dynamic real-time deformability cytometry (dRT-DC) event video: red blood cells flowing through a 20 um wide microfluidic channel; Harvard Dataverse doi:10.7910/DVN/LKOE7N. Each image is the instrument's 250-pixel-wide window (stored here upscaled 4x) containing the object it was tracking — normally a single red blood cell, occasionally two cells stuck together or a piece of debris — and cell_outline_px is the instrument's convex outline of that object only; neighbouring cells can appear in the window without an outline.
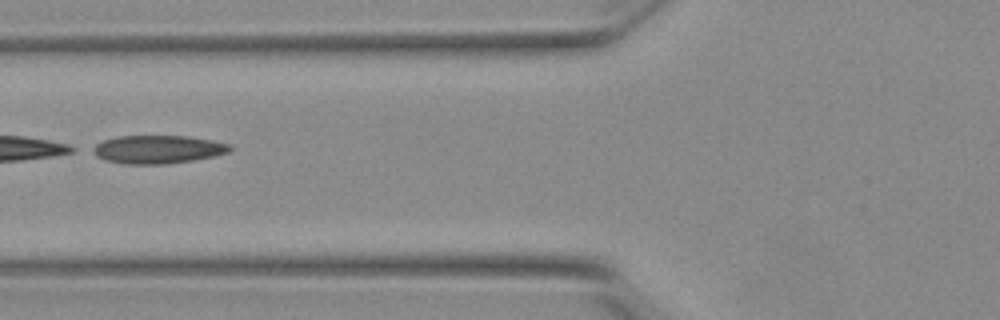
{"species": "Egyptian fruit bat (a non-hibernating species)", "species_latin": "Rousettus aegyptiacus", "temperature_condition": "warm", "stored_images_in_passage": 20, "camera_frame_rate_fps": 3000, "um_per_image_px": 0.085, "animal": {"sex": "female"}, "frame": {"image": 1, "passage_image": 6, "time_ms": 1.667, "image_size_px": [1000, 320], "cell_outline_px": [[232, 148], [228, 152], [212, 156], [192, 160], [164, 164], [124, 164], [104, 160], [88, 152], [88, 148], [104, 140], [116, 136], [188, 136], [228, 144]], "centroid_in_image_um": [13.28, 12.7], "position_along_channel_um": 112.5, "area_um2": 22.54}}
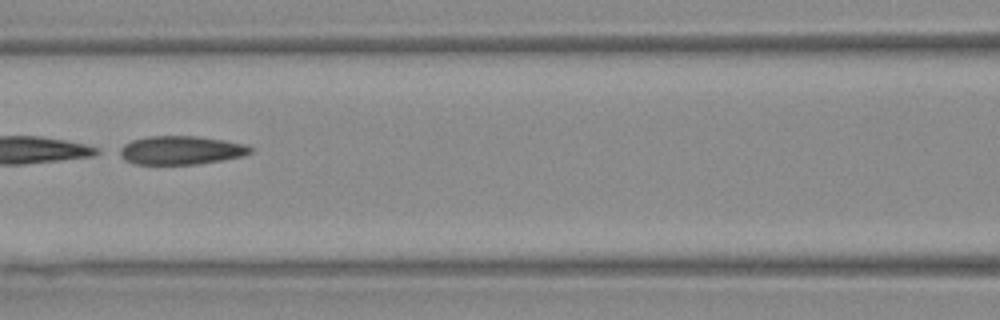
{"frame": {"image": 2, "passage_image": 9, "time_ms": 2.667, "image_size_px": [1000, 320], "cell_outline_px": [[252, 152], [244, 156], [196, 164], [132, 164], [124, 160], [112, 152], [116, 148], [132, 140], [148, 136], [200, 136], [248, 144], [252, 148]], "centroid_in_image_um": [15.29, 12.76], "position_along_channel_um": 151.3, "area_um2": 22.31}}